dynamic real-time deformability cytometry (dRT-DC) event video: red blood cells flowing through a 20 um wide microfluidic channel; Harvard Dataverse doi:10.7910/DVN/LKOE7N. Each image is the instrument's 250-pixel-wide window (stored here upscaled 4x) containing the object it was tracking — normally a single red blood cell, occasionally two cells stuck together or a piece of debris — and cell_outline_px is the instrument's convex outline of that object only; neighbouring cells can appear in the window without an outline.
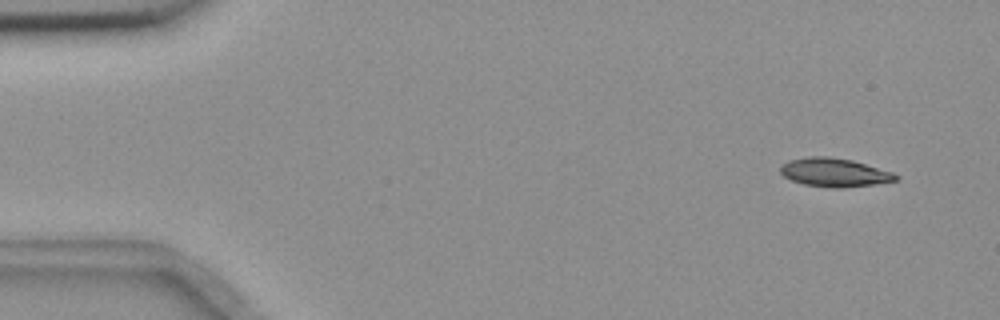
{"species": "common noctule bat (a hibernating species)", "species_latin": "Nyctalus noctula", "temperature_condition": "room temperature", "stored_images_in_passage": 5, "camera_frame_rate_fps": 3000, "um_per_image_px": 0.085, "animal": {"sex": "female", "body_mass_g": 18.4}, "frame": {"image": 1, "passage_image": 1, "time_ms": 0.0, "image_size_px": [1000, 320], "cell_outline_px": [[900, 176], [896, 180], [872, 184], [840, 188], [832, 188], [804, 184], [792, 180], [784, 176], [780, 172], [780, 164], [788, 160], [808, 156], [828, 156], [852, 160], [892, 172]], "centroid_in_image_um": [70.87, 14.64], "position_along_channel_um": 14.1, "area_um2": 19.13}}
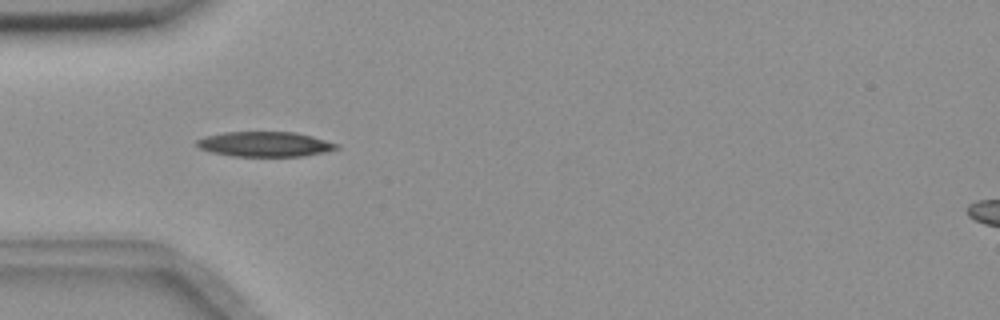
{"frame": {"image": 2, "passage_image": 5, "time_ms": 1.333, "image_size_px": [1000, 320], "cell_outline_px": [[340, 148], [324, 152], [304, 156], [232, 156], [212, 152], [200, 148], [196, 144], [196, 140], [204, 136], [224, 132], [296, 132], [312, 136], [340, 144]], "centroid_in_image_um": [22.54, 12.25], "position_along_channel_um": 62.5, "area_um2": 20.4}}